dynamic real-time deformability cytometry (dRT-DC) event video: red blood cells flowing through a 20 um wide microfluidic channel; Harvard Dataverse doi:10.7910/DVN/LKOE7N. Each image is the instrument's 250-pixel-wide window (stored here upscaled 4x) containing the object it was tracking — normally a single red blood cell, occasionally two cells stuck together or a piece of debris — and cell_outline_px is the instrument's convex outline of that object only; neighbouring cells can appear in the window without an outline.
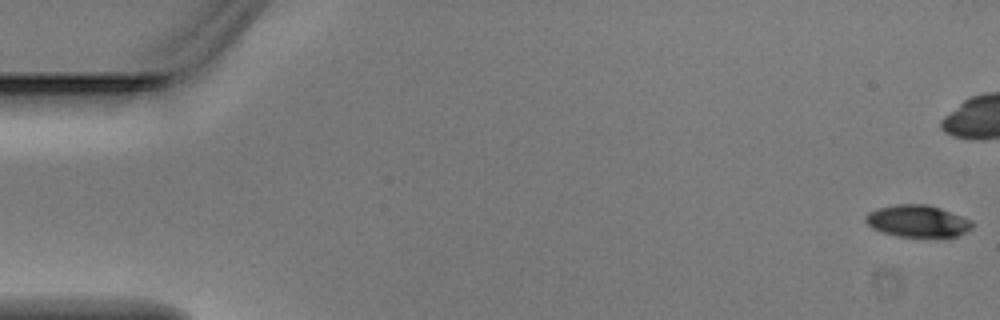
{"species": "Egyptian fruit bat (a non-hibernating species)", "species_latin": "Rousettus aegyptiacus", "temperature_condition": "warm", "stored_images_in_passage": 7, "camera_frame_rate_fps": 3000, "um_per_image_px": 0.085, "animal": {"sex": "male"}, "frame": {"image": 1, "passage_image": 1, "time_ms": 0.0, "image_size_px": [1000, 320], "cell_outline_px": [[972, 228], [956, 236], [936, 240], [896, 236], [880, 232], [872, 228], [864, 220], [864, 216], [868, 212], [880, 208], [896, 204], [928, 204], [940, 208], [972, 220]], "centroid_in_image_um": [78.0, 18.84], "position_along_channel_um": 7.0, "area_um2": 20.58}}